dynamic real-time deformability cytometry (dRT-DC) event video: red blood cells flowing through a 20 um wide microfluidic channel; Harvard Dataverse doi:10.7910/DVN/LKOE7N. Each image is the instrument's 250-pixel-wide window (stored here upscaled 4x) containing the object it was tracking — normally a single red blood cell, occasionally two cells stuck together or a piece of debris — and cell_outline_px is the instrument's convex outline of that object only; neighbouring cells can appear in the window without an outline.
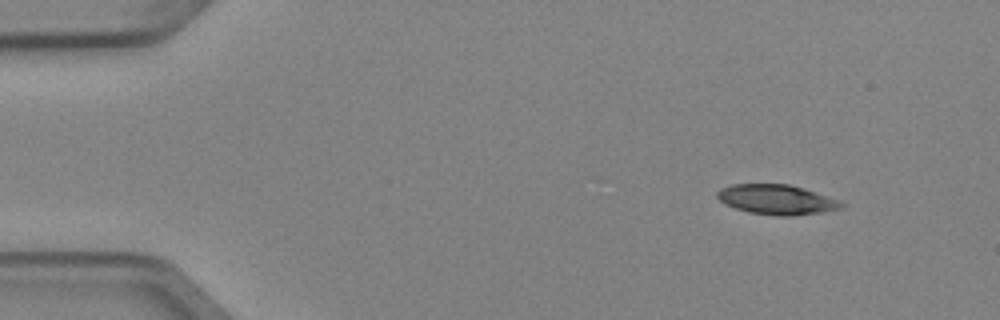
{"species": "Egyptian fruit bat (a non-hibernating species)", "species_latin": "Rousettus aegyptiacus", "temperature_condition": "cold", "stored_images_in_passage": 4, "camera_frame_rate_fps": 3000, "um_per_image_px": 0.085, "animal": {"sex": "female"}, "frame": {"image": 1, "passage_image": 1, "time_ms": 0.0, "image_size_px": [1000, 320], "cell_outline_px": [[844, 204], [840, 208], [820, 212], [792, 216], [776, 216], [748, 212], [724, 204], [716, 196], [716, 192], [720, 188], [732, 184], [788, 184], [836, 200]], "centroid_in_image_um": [65.9, 16.97], "position_along_channel_um": 19.1, "area_um2": 21.15}}
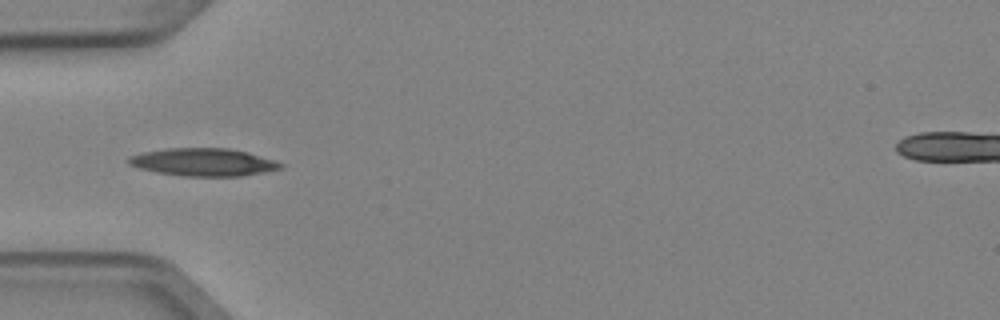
{"frame": {"image": 2, "passage_image": 4, "time_ms": 1.0, "image_size_px": [1000, 320], "cell_outline_px": [[284, 168], [264, 172], [240, 176], [184, 176], [156, 172], [140, 168], [128, 164], [128, 160], [132, 156], [144, 152], [168, 148], [228, 148], [248, 152], [284, 164]], "centroid_in_image_um": [17.31, 13.78], "position_along_channel_um": 67.7, "area_um2": 24.33}}